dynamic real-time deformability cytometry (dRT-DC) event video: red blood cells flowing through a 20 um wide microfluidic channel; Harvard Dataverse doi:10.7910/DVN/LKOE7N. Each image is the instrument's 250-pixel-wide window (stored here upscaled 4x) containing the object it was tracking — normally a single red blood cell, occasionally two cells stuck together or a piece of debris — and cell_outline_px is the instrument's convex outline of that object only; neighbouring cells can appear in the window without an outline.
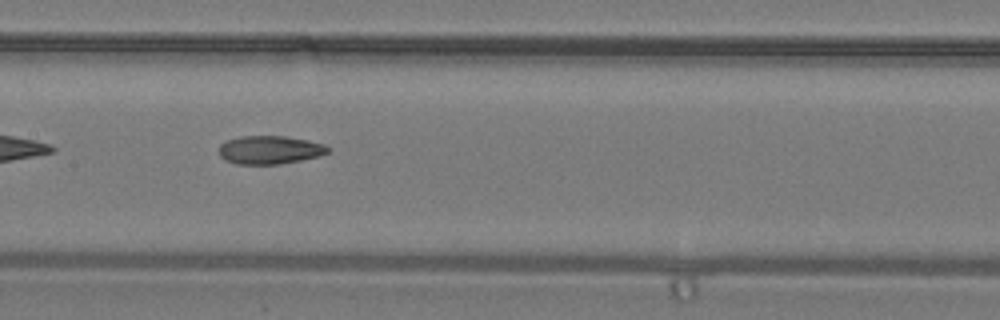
{"species": "common noctule bat (a hibernating species)", "species_latin": "Nyctalus noctula", "temperature_condition": "warm", "stored_images_in_passage": 27, "camera_frame_rate_fps": 3000, "um_per_image_px": 0.085, "animal": {"sex": "male", "body_mass_g": 19.2, "forearm_length_mm": 51.8}, "frame": {"image": 1, "passage_image": 8, "time_ms": 2.333, "image_size_px": [1000, 320], "cell_outline_px": [[328, 152], [320, 156], [280, 164], [236, 164], [224, 160], [220, 156], [220, 144], [228, 140], [240, 136], [284, 136], [308, 140], [324, 144], [328, 148]], "centroid_in_image_um": [22.92, 12.74], "position_along_channel_um": 184.5, "area_um2": 17.92}}